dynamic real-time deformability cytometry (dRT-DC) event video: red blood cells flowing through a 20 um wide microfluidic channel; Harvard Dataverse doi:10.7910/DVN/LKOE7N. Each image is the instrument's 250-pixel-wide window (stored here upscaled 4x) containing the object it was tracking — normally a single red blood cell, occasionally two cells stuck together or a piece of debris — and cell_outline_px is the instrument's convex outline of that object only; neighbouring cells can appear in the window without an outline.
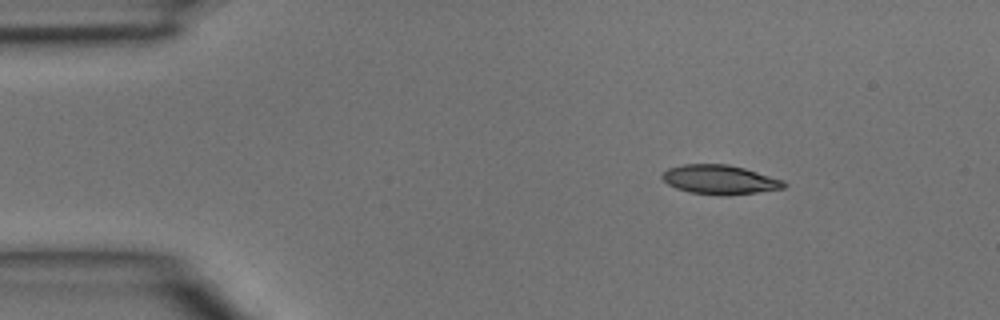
{"species": "common noctule bat (a hibernating species)", "species_latin": "Nyctalus noctula", "temperature_condition": "room temperature", "stored_images_in_passage": 4, "camera_frame_rate_fps": 3000, "um_per_image_px": 0.085, "animal": {"sex": "male", "body_mass_g": 15.6}, "frame": {"image": 1, "passage_image": 1, "time_ms": 0.0, "image_size_px": [1000, 320], "cell_outline_px": [[788, 184], [784, 188], [756, 192], [720, 196], [688, 192], [676, 188], [668, 184], [660, 176], [668, 168], [684, 164], [728, 164], [744, 168], [784, 180]], "centroid_in_image_um": [61.17, 15.27], "position_along_channel_um": 23.8, "area_um2": 20.75}}
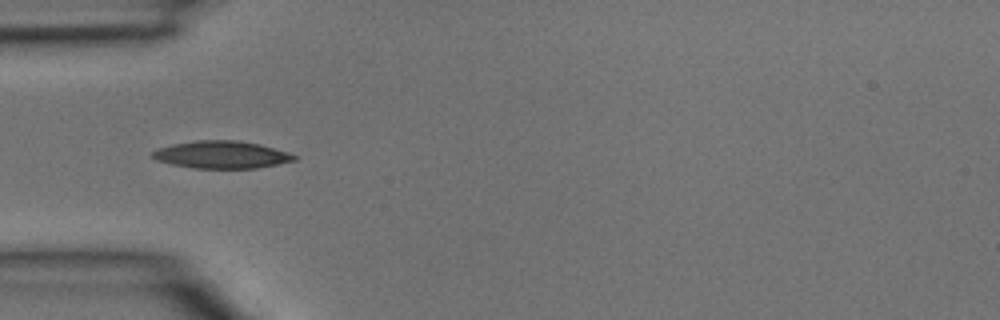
{"frame": {"image": 2, "passage_image": 3, "time_ms": 0.667, "image_size_px": [1000, 320], "cell_outline_px": [[296, 160], [256, 168], [192, 168], [172, 164], [156, 160], [152, 156], [152, 152], [160, 148], [172, 144], [196, 140], [236, 140], [260, 144], [288, 152], [296, 156]], "centroid_in_image_um": [18.83, 13.14], "position_along_channel_um": 66.2, "area_um2": 22.48}}